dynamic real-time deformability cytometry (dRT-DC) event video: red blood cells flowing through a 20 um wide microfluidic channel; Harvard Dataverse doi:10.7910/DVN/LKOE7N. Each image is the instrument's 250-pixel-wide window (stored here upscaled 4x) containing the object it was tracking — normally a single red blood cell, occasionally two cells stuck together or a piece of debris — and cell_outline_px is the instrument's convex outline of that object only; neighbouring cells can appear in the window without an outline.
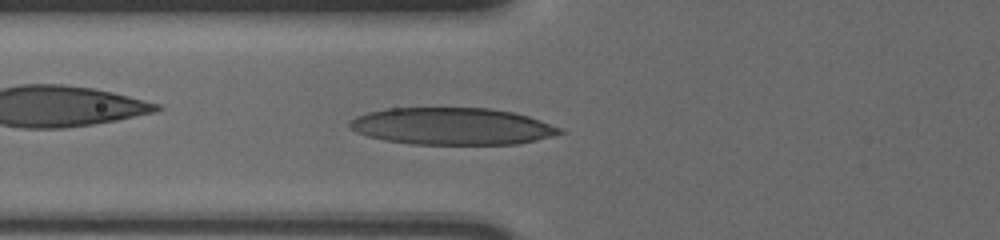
{"species": "human", "species_latin": "Homo sapiens", "temperature_condition": "cold", "stored_images_in_passage": 46, "camera_frame_rate_fps": 3000, "um_per_image_px": 0.085, "donor": {"sex": "male"}, "frame": {"image": 1, "passage_image": 12, "time_ms": 3.667, "image_size_px": [1000, 240], "cell_outline_px": [[564, 132], [552, 136], [536, 140], [516, 144], [412, 144], [384, 140], [368, 136], [356, 132], [348, 128], [348, 124], [356, 116], [368, 112], [388, 108], [492, 108], [512, 112], [528, 116], [564, 128]], "centroid_in_image_um": [38.43, 10.73], "position_along_channel_um": 87.4, "area_um2": 45.43}}
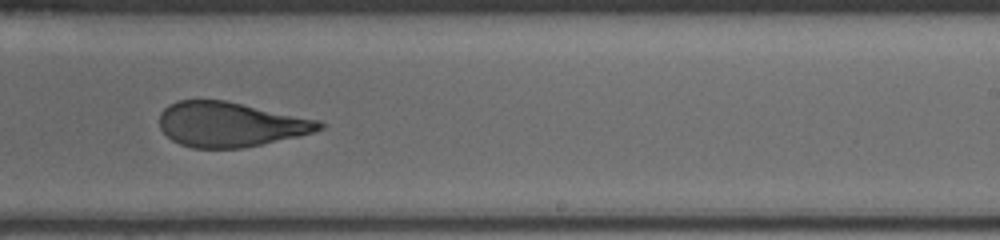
{"frame": {"image": 2, "passage_image": 27, "time_ms": 8.667, "image_size_px": [1000, 240], "cell_outline_px": [[324, 128], [312, 132], [296, 136], [260, 144], [240, 148], [192, 148], [180, 144], [172, 140], [160, 128], [160, 112], [168, 104], [180, 100], [224, 100], [320, 120], [324, 124]], "centroid_in_image_um": [19.54, 10.56], "position_along_channel_um": 269.5, "area_um2": 41.38}}
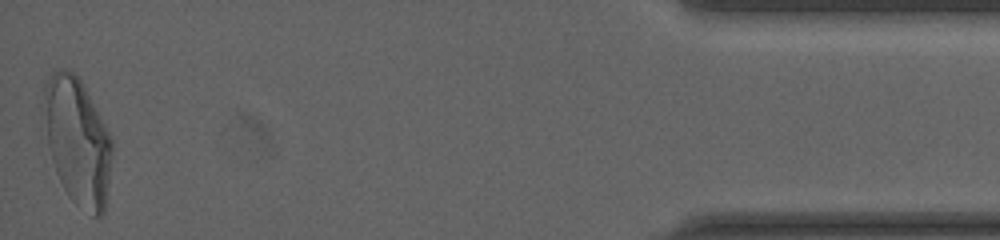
{"frame": {"image": 3, "passage_image": 46, "time_ms": 15.0, "image_size_px": [1000, 240], "cell_outline_px": [[112, 152], [104, 212], [100, 216], [92, 216], [76, 204], [68, 196], [56, 172], [52, 160], [48, 144], [40, 104], [44, 84], [52, 72], [56, 68], [68, 68], [80, 80], [112, 136]], "centroid_in_image_um": [6.54, 11.95], "position_along_channel_um": 428.7, "area_um2": 50.81}, "authors_computed_cell_mechanics": {"area_um2": 43.1766, "velocity_mm_per_s": 3.6292, "shape_relaxation_time_tau1_ms": 7.8242, "shape_relaxation_time_tau2_ms": 1.3863, "deformation_change_tau1": 0.2604, "deformation_change_tau2": 0.1005}}